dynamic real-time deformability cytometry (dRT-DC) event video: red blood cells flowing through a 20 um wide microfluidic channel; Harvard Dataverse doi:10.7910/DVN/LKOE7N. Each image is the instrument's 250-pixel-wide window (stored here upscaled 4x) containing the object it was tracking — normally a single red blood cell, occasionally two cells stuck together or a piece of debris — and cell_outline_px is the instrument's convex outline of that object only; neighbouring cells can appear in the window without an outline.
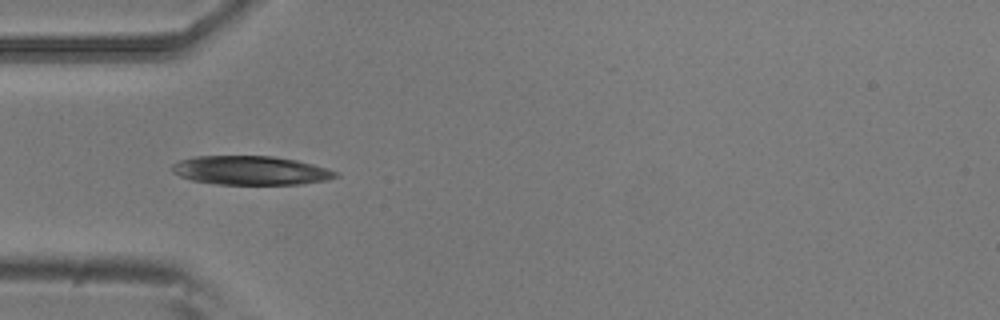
{"species": "common noctule bat (a hibernating species)", "species_latin": "Nyctalus noctula", "temperature_condition": "room temperature", "stored_images_in_passage": 6, "camera_frame_rate_fps": 3000, "um_per_image_px": 0.085, "animal": {"sex": "male", "body_mass_g": 20.5, "forearm_length_mm": 52.5}, "frame": {"image": 1, "passage_image": 4, "time_ms": 1.0, "image_size_px": [1000, 320], "cell_outline_px": [[340, 176], [324, 180], [300, 184], [216, 184], [192, 180], [180, 176], [172, 172], [172, 164], [180, 160], [192, 156], [272, 156], [296, 160], [312, 164], [340, 172]], "centroid_in_image_um": [21.3, 14.48], "position_along_channel_um": 63.7, "area_um2": 27.51}}
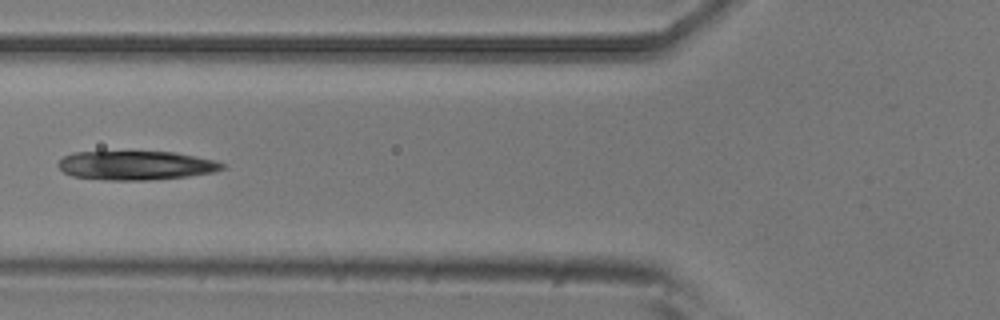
{"frame": {"image": 2, "passage_image": 5, "time_ms": 1.333, "image_size_px": [1000, 320], "cell_outline_px": [[224, 168], [212, 172], [188, 176], [148, 180], [104, 180], [72, 176], [64, 172], [56, 164], [64, 156], [72, 152], [176, 152], [216, 160], [224, 164]], "centroid_in_image_um": [11.54, 14.06], "position_along_channel_um": 114.3, "area_um2": 27.69}}
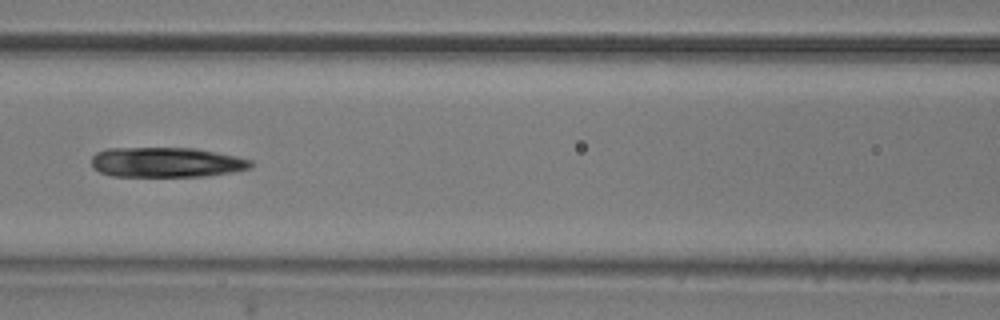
{"frame": {"image": 3, "passage_image": 6, "time_ms": 1.667, "image_size_px": [1000, 320], "cell_outline_px": [[252, 168], [232, 172], [208, 176], [112, 176], [100, 172], [92, 168], [92, 156], [96, 152], [108, 148], [196, 148], [236, 156], [252, 160]], "centroid_in_image_um": [14.14, 13.79], "position_along_channel_um": 152.5, "area_um2": 27.98}}